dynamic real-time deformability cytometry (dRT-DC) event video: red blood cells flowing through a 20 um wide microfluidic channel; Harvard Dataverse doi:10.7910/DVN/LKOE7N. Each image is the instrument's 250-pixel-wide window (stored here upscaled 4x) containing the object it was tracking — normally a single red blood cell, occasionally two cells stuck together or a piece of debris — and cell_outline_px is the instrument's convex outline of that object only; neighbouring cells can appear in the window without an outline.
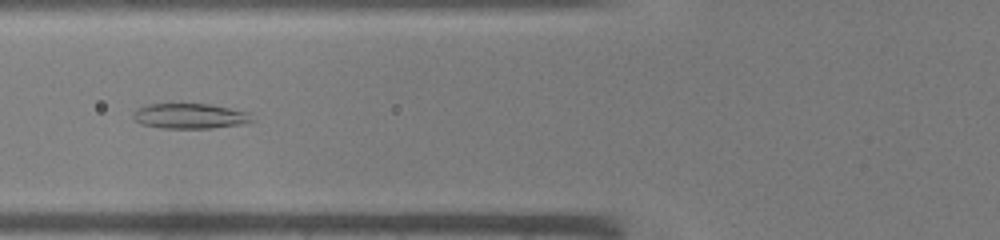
{"species": "common noctule bat (a hibernating species)", "species_latin": "Nyctalus noctula", "temperature_condition": "warm", "stored_images_in_passage": 33, "camera_frame_rate_fps": 3000, "um_per_image_px": 0.085, "animal": {"sex": "male", "body_mass_g": 19.0, "forearm_length_mm": 50.8}, "frame": {"image": 1, "passage_image": 10, "time_ms": 3.0, "image_size_px": [1000, 240], "cell_outline_px": [[252, 120], [244, 124], [212, 128], [160, 128], [140, 124], [132, 116], [132, 112], [136, 108], [148, 104], [208, 104], [248, 112]], "centroid_in_image_um": [16.08, 9.87], "position_along_channel_um": 109.7, "area_um2": 17.4}}
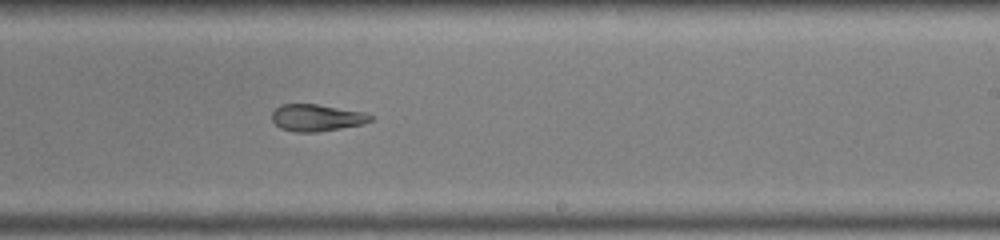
{"frame": {"image": 2, "passage_image": 20, "time_ms": 6.333, "image_size_px": [1000, 240], "cell_outline_px": [[376, 120], [364, 124], [316, 132], [296, 132], [280, 128], [272, 120], [272, 112], [280, 104], [316, 104], [364, 112], [376, 116]], "centroid_in_image_um": [26.97, 10.0], "position_along_channel_um": 262.0, "area_um2": 15.61}}
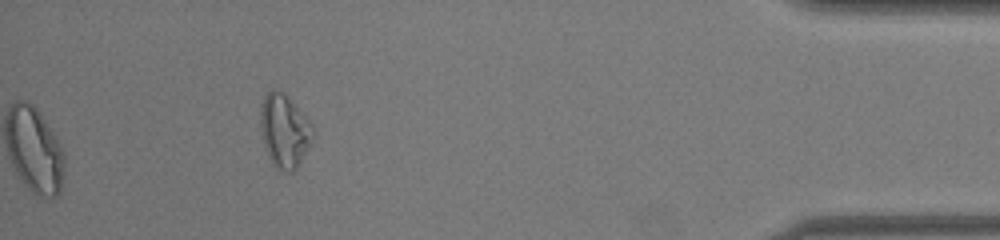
{"frame": {"image": 3, "passage_image": 33, "time_ms": 10.667, "image_size_px": [1000, 240], "cell_outline_px": [[316, 132], [312, 140], [296, 168], [292, 172], [288, 172], [276, 168], [272, 164], [264, 148], [260, 124], [260, 104], [264, 96], [272, 88], [280, 88], [288, 96], [312, 124]], "centroid_in_image_um": [24.16, 11.08], "position_along_channel_um": 411.0, "area_um2": 22.72}}